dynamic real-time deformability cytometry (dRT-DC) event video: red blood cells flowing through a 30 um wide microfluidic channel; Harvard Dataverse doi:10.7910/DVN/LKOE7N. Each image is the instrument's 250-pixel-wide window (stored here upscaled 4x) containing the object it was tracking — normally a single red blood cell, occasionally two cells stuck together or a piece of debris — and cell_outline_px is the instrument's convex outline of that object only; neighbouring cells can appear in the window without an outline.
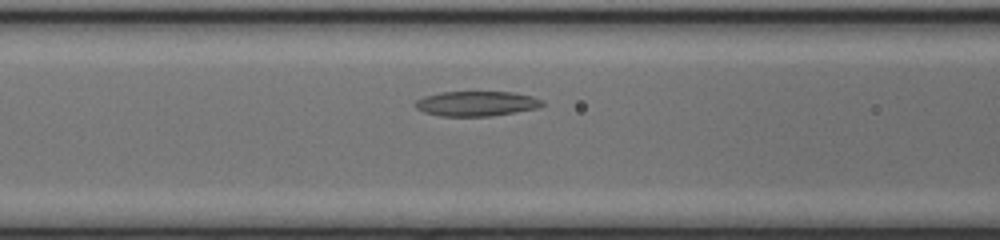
{"species": "common noctule bat (a hibernating species)", "species_latin": "Nyctalus noctula", "temperature_condition": "cold", "stored_images_in_passage": 37, "camera_frame_rate_fps": 3000, "um_per_image_px": 0.085, "animal": {"sex": "female", "body_mass_g": 17.0, "forearm_length_mm": 48.0}, "frame": {"image": 1, "passage_image": 8, "time_ms": 2.333, "image_size_px": [1000, 240], "cell_outline_px": [[544, 104], [536, 108], [492, 116], [440, 116], [424, 112], [416, 108], [412, 104], [416, 100], [424, 96], [440, 92], [512, 92], [532, 96], [544, 100]], "centroid_in_image_um": [40.46, 8.8], "position_along_channel_um": 126.1, "area_um2": 18.5}}
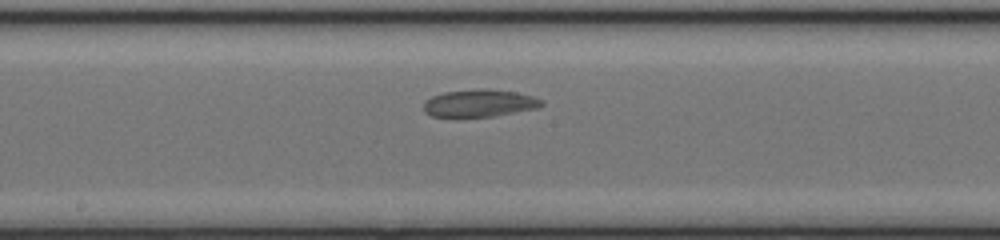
{"frame": {"image": 2, "passage_image": 14, "time_ms": 4.333, "image_size_px": [1000, 240], "cell_outline_px": [[544, 104], [540, 108], [492, 116], [432, 116], [424, 112], [424, 100], [432, 96], [444, 92], [476, 88], [488, 88], [516, 92], [532, 96], [544, 100]], "centroid_in_image_um": [40.78, 8.75], "position_along_channel_um": 207.4, "area_um2": 18.96}}
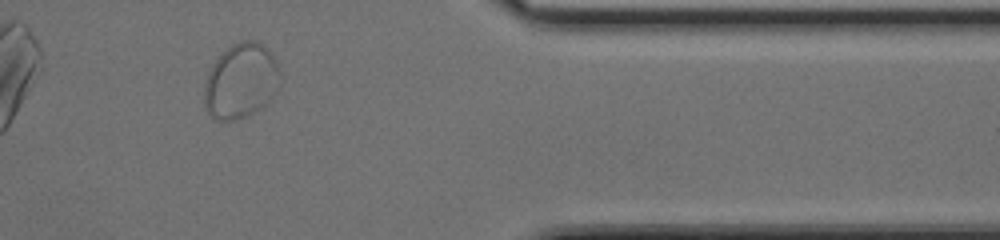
{"frame": {"image": 3, "passage_image": 29, "time_ms": 9.333, "image_size_px": [1000, 240], "cell_outline_px": [[280, 76], [276, 92], [260, 108], [248, 116], [236, 120], [212, 120], [204, 104], [204, 84], [208, 72], [212, 64], [232, 44], [240, 40], [256, 40], [264, 44], [272, 52], [276, 60], [280, 72]], "centroid_in_image_um": [20.47, 6.88], "position_along_channel_um": 390.9, "area_um2": 33.41}}